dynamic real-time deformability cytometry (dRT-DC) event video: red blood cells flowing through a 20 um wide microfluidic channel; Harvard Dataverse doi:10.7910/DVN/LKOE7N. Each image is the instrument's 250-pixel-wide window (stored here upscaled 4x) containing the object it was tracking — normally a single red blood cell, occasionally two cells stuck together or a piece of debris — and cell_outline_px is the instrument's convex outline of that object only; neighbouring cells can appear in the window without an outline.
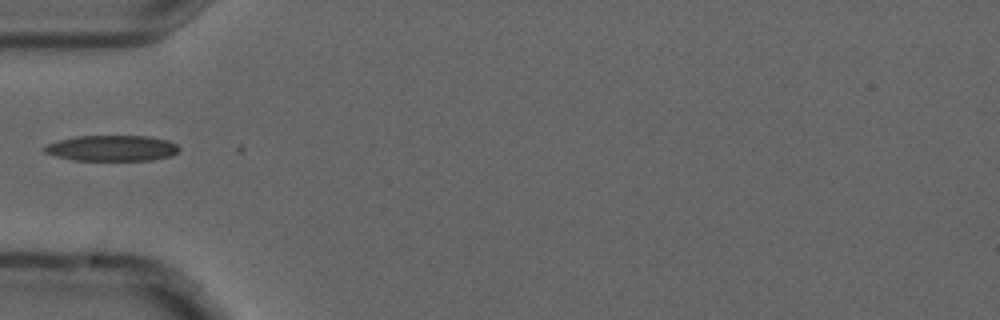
{"species": "common noctule bat (a hibernating species)", "species_latin": "Nyctalus noctula", "temperature_condition": "cold", "stored_images_in_passage": 2, "camera_frame_rate_fps": 3000, "um_per_image_px": 0.085, "animal": {"sex": "male", "forearm_length_mm": 52.5}, "frame": {"image": 1, "passage_image": 1, "time_ms": 0.0, "image_size_px": [1000, 320], "cell_outline_px": [[180, 148], [172, 156], [152, 160], [72, 160], [56, 156], [44, 152], [40, 148], [44, 144], [76, 136], [148, 136], [168, 140], [176, 144]], "centroid_in_image_um": [9.48, 12.59], "position_along_channel_um": 75.5, "area_um2": 20.35}}
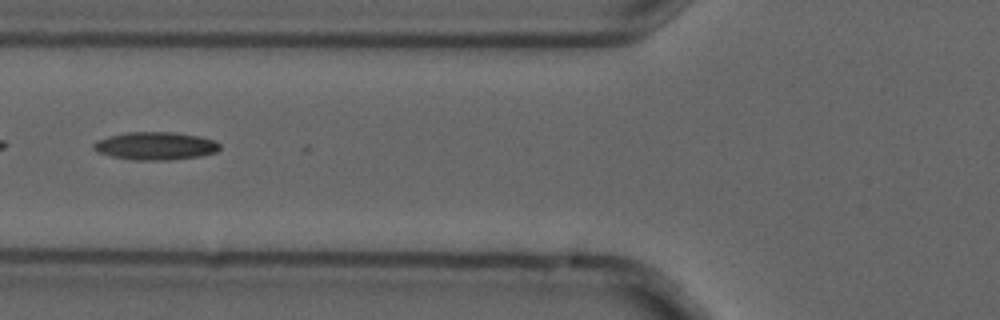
{"frame": {"image": 2, "passage_image": 2, "time_ms": 0.333, "image_size_px": [1000, 320], "cell_outline_px": [[220, 148], [216, 152], [200, 156], [172, 160], [136, 160], [112, 156], [100, 152], [92, 148], [92, 144], [96, 140], [108, 136], [128, 132], [176, 132], [200, 136], [212, 140], [220, 144]], "centroid_in_image_um": [13.22, 12.4], "position_along_channel_um": 112.6, "area_um2": 20.52}}